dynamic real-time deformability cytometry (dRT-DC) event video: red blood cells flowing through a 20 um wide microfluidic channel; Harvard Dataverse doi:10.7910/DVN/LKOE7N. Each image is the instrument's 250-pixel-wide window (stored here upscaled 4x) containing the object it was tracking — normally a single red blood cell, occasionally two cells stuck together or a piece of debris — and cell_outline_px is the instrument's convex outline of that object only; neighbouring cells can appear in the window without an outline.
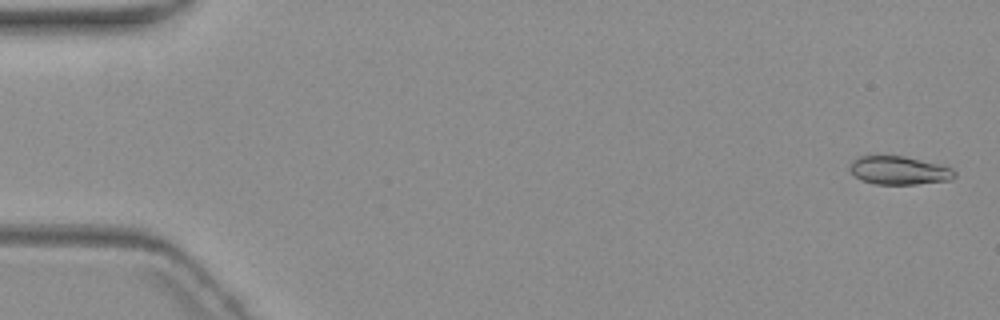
{"species": "common noctule bat (a hibernating species)", "species_latin": "Nyctalus noctula", "temperature_condition": "warm", "stored_images_in_passage": 5, "camera_frame_rate_fps": 3000, "um_per_image_px": 0.085, "animal": {"sex": "female", "body_mass_g": 19.3, "forearm_length_mm": 54.1}, "frame": {"image": 1, "passage_image": 1, "time_ms": 0.0, "image_size_px": [1000, 320], "cell_outline_px": [[956, 176], [952, 180], [916, 184], [876, 184], [860, 180], [848, 168], [848, 164], [852, 160], [860, 156], [904, 156], [952, 168], [956, 172]], "centroid_in_image_um": [76.4, 14.49], "position_along_channel_um": 8.6, "area_um2": 17.28}}
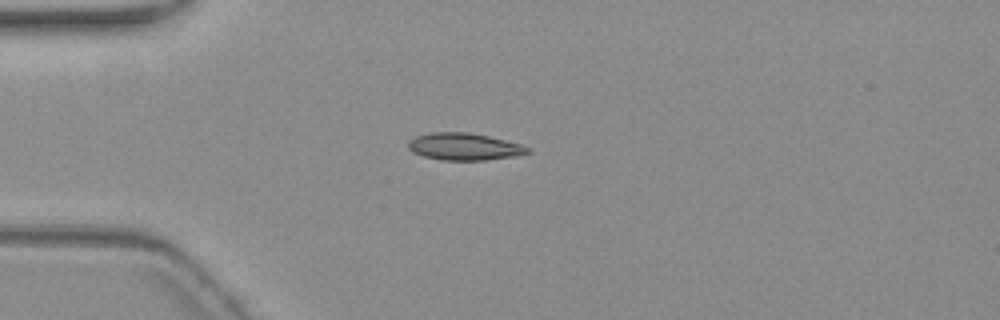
{"frame": {"image": 2, "passage_image": 4, "time_ms": 4.667, "image_size_px": [1000, 320], "cell_outline_px": [[532, 152], [516, 156], [484, 160], [440, 160], [424, 156], [412, 152], [408, 148], [408, 140], [416, 136], [428, 132], [468, 132], [488, 136], [520, 144], [532, 148]], "centroid_in_image_um": [39.46, 12.46], "position_along_channel_um": 45.5, "area_um2": 19.02}}